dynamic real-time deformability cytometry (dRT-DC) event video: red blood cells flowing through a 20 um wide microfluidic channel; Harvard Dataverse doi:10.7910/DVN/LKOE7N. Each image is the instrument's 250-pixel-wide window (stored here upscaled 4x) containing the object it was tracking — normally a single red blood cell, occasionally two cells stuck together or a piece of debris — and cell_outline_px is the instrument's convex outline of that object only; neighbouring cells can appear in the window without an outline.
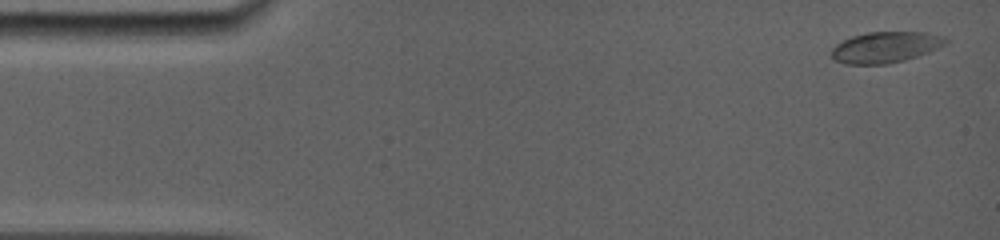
{"species": "common noctule bat (a hibernating species)", "species_latin": "Nyctalus noctula", "temperature_condition": "room temperature", "stored_images_in_passage": 7, "camera_frame_rate_fps": 5000, "um_per_image_px": 0.085, "animal": {"sex": "female", "body_mass_g": 19.0, "forearm_length_mm": 56.7}, "frame": {"image": 1, "passage_image": 1, "time_ms": 0.0, "image_size_px": [1000, 240], "cell_outline_px": [[948, 44], [928, 52], [904, 60], [888, 64], [844, 64], [832, 60], [832, 48], [836, 44], [852, 36], [868, 32], [928, 32], [944, 36], [948, 40]], "centroid_in_image_um": [75.28, 4.01], "position_along_channel_um": 9.7, "area_um2": 20.75}}
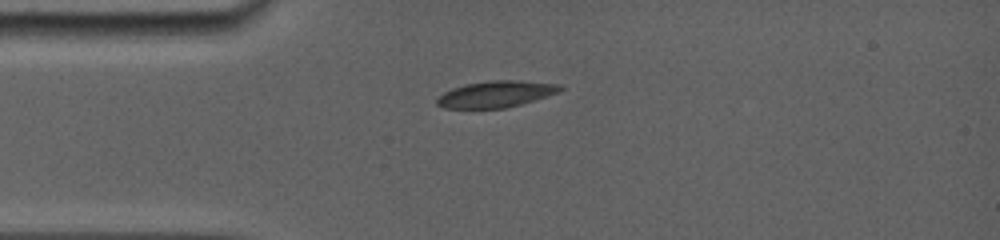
{"frame": {"image": 2, "passage_image": 5, "time_ms": 3.4, "image_size_px": [1000, 240], "cell_outline_px": [[564, 88], [556, 92], [520, 104], [504, 108], [444, 108], [436, 104], [436, 100], [444, 92], [452, 88], [464, 84], [492, 80], [516, 80], [560, 84]], "centroid_in_image_um": [42.1, 7.99], "position_along_channel_um": 42.9, "area_um2": 18.67}}
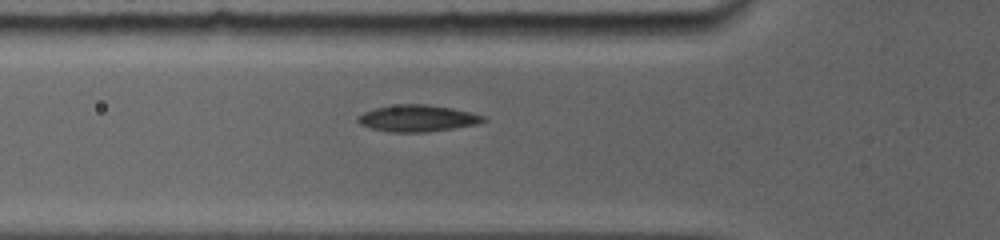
{"frame": {"image": 3, "passage_image": 7, "time_ms": 5.0, "image_size_px": [1000, 240], "cell_outline_px": [[488, 120], [476, 124], [452, 128], [424, 132], [388, 132], [372, 128], [360, 124], [356, 120], [356, 116], [364, 112], [376, 108], [400, 104], [428, 104], [452, 108], [484, 116]], "centroid_in_image_um": [35.45, 10.05], "position_along_channel_um": 90.3, "area_um2": 19.31}}